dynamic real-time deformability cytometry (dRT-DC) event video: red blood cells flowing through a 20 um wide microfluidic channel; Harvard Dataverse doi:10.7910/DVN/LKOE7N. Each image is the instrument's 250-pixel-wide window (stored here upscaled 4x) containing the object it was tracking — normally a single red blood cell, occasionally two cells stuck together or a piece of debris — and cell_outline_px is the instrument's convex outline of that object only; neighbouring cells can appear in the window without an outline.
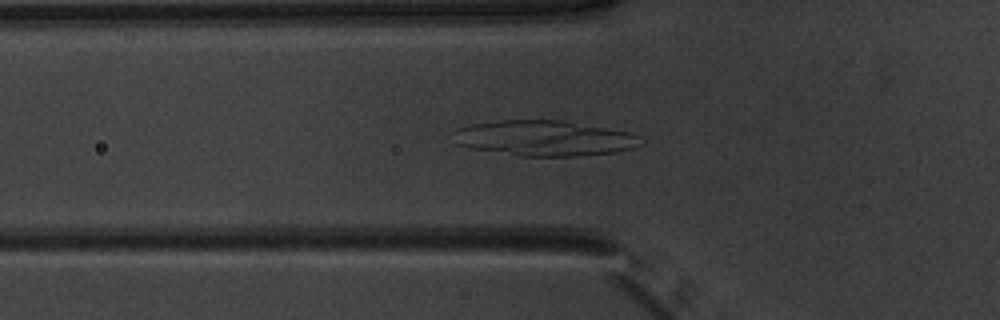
{"species": "common noctule bat (a hibernating species)", "species_latin": "Nyctalus noctula", "temperature_condition": "warm", "stored_images_in_passage": 45, "camera_frame_rate_fps": 3000, "um_per_image_px": 0.085, "animal": {"sex": "male", "body_mass_g": 20.1, "forearm_length_mm": 53.5}, "frame": {"image": 1, "passage_image": 16, "time_ms": 5.0, "image_size_px": [1000, 320], "cell_outline_px": [[644, 140], [640, 144], [632, 148], [616, 152], [576, 156], [520, 156], [472, 148], [456, 144], [456, 132], [460, 128], [472, 124], [500, 120], [564, 120], [628, 132], [640, 136]], "centroid_in_image_um": [46.32, 11.75], "position_along_channel_um": 79.5, "area_um2": 38.38}}
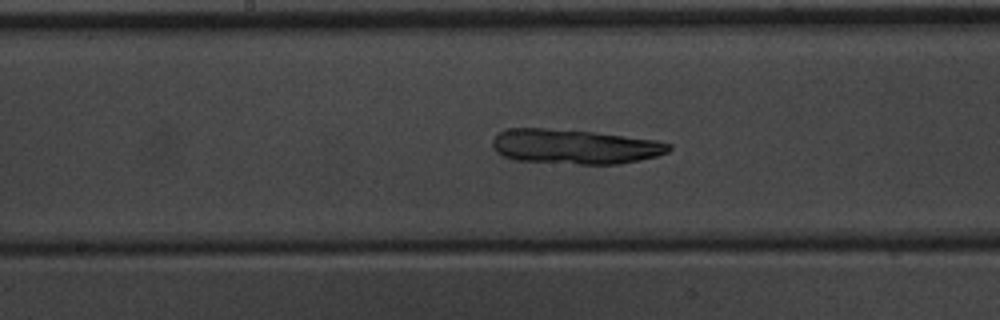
{"frame": {"image": 2, "passage_image": 25, "time_ms": 8.0, "image_size_px": [1000, 320], "cell_outline_px": [[672, 148], [668, 152], [656, 156], [640, 160], [620, 164], [580, 164], [512, 160], [496, 152], [492, 148], [492, 140], [504, 128], [544, 128], [592, 132], [656, 140], [672, 144]], "centroid_in_image_um": [48.83, 12.46], "position_along_channel_um": 199.4, "area_um2": 35.72}}
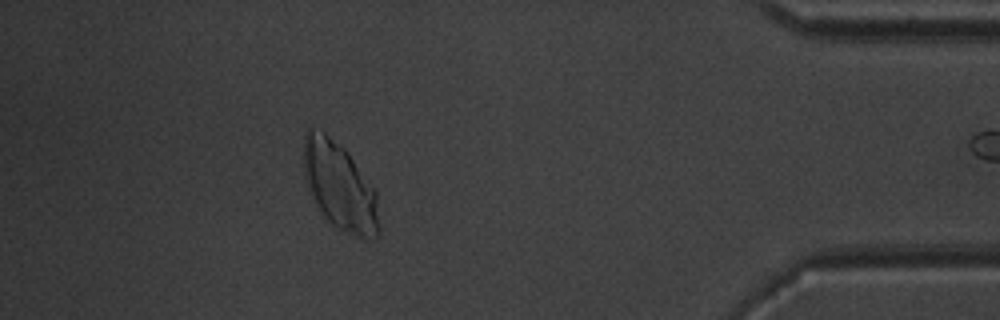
{"frame": {"image": 3, "passage_image": 44, "time_ms": 14.333, "image_size_px": [1000, 320], "cell_outline_px": [[380, 232], [376, 236], [360, 236], [336, 228], [324, 216], [312, 200], [308, 192], [304, 176], [304, 132], [308, 128], [312, 128], [324, 132], [344, 148], [348, 152], [376, 188], [380, 228]], "centroid_in_image_um": [28.86, 15.8], "position_along_channel_um": 406.3, "area_um2": 38.84}}